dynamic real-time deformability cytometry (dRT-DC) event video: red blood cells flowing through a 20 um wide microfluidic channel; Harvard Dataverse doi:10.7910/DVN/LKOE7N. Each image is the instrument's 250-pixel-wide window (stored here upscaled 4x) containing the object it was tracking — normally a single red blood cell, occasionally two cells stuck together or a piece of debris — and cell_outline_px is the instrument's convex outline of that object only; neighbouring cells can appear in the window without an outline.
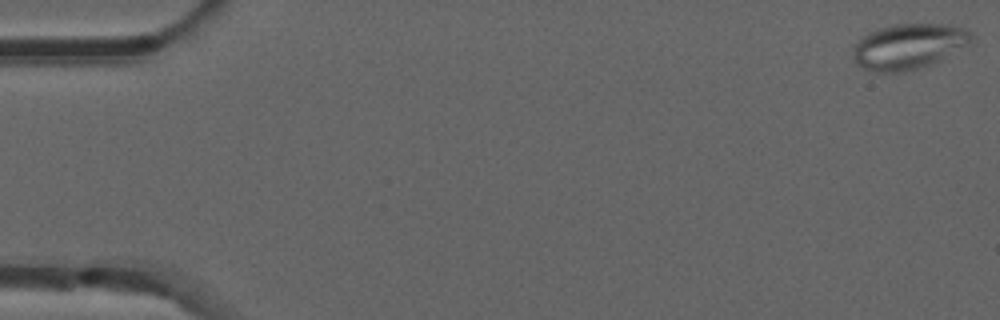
{"species": "common noctule bat (a hibernating species)", "species_latin": "Nyctalus noctula", "temperature_condition": "room temperature", "stored_images_in_passage": 23, "camera_frame_rate_fps": 3000, "um_per_image_px": 0.085, "animal": {"sex": "male", "forearm_length_mm": 52.5}, "frame": {"image": 1, "passage_image": 1, "time_ms": 0.0, "image_size_px": [1000, 320], "cell_outline_px": [[972, 36], [964, 44], [936, 60], [928, 64], [916, 68], [900, 72], [876, 72], [864, 68], [856, 64], [856, 44], [868, 32], [880, 28], [896, 24], [948, 24], [964, 28], [972, 32]], "centroid_in_image_um": [77.18, 3.91], "position_along_channel_um": 7.8, "area_um2": 29.94}}
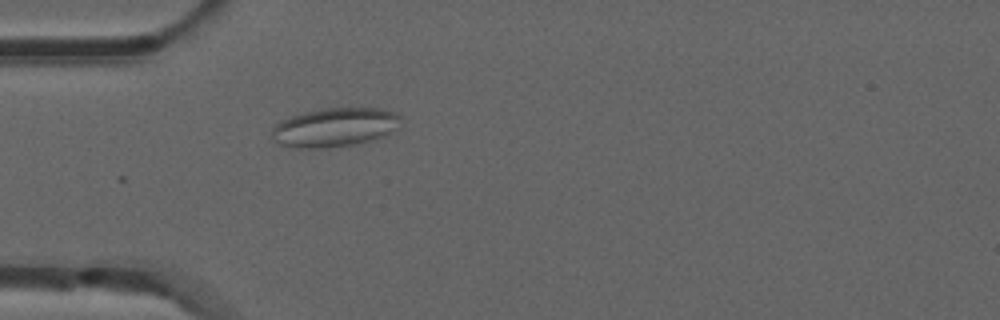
{"frame": {"image": 2, "passage_image": 16, "time_ms": 5.0, "image_size_px": [1000, 320], "cell_outline_px": [[400, 128], [388, 136], [356, 144], [324, 148], [296, 148], [280, 144], [272, 136], [272, 128], [280, 120], [304, 112], [324, 108], [380, 108], [396, 112], [400, 116]], "centroid_in_image_um": [28.52, 10.82], "position_along_channel_um": 56.5, "area_um2": 29.59}}